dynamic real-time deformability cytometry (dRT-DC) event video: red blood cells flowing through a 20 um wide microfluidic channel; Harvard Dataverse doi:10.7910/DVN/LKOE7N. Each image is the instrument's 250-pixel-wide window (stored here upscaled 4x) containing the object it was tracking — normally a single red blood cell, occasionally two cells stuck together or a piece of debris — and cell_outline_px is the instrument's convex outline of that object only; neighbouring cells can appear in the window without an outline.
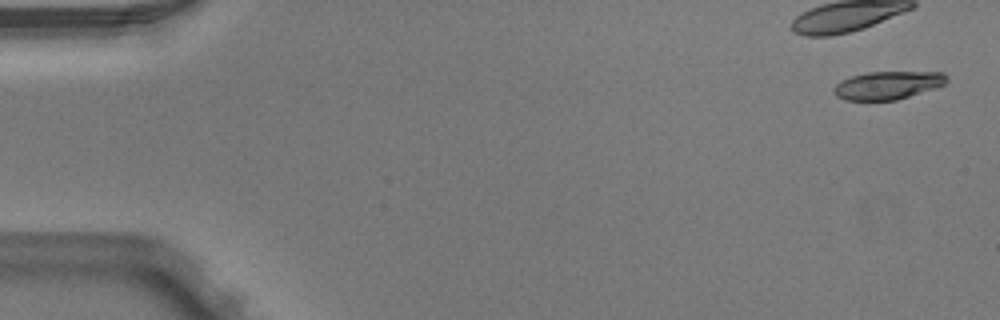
{"species": "Egyptian fruit bat (a non-hibernating species)", "species_latin": "Rousettus aegyptiacus", "temperature_condition": "warm", "stored_images_in_passage": 4, "camera_frame_rate_fps": 3000, "um_per_image_px": 0.085, "animal": {"sex": "male"}, "frame": {"image": 1, "passage_image": 1, "time_ms": 0.0, "image_size_px": [1000, 320], "cell_outline_px": [[948, 80], [944, 84], [896, 100], [844, 100], [836, 96], [832, 92], [832, 88], [840, 80], [852, 76], [868, 72], [944, 72], [948, 76]], "centroid_in_image_um": [75.4, 7.24], "position_along_channel_um": 9.6, "area_um2": 18.38}}